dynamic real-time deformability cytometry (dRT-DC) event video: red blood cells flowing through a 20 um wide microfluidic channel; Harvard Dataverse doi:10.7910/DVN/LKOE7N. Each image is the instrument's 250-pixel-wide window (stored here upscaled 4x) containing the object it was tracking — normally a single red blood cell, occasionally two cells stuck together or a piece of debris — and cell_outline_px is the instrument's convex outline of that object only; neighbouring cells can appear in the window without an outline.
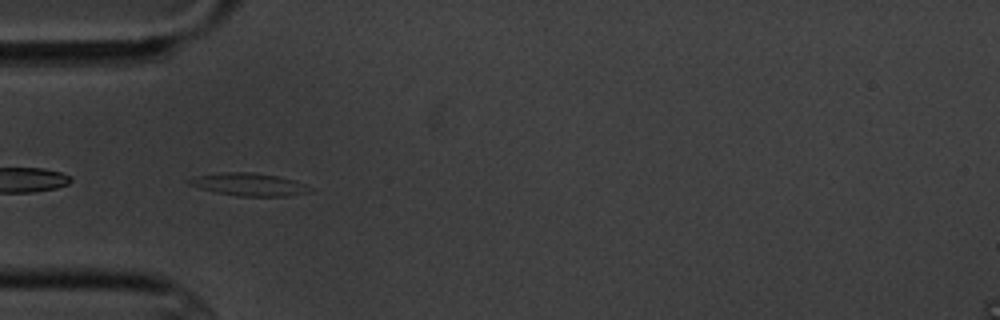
{"species": "common noctule bat (a hibernating species)", "species_latin": "Nyctalus noctula", "temperature_condition": "cold", "stored_images_in_passage": 10, "camera_frame_rate_fps": 3000, "um_per_image_px": 0.085, "animal": {"sex": "male", "body_mass_g": 20.1, "forearm_length_mm": 53.5}, "frame": {"image": 1, "passage_image": 6, "time_ms": 5.667, "image_size_px": [1000, 320], "cell_outline_px": [[312, 192], [288, 196], [236, 196], [216, 192], [200, 188], [188, 184], [188, 180], [192, 176], [224, 172], [252, 172], [276, 176], [296, 180], [312, 188]], "centroid_in_image_um": [21.17, 15.68], "position_along_channel_um": 63.8, "area_um2": 16.07}}
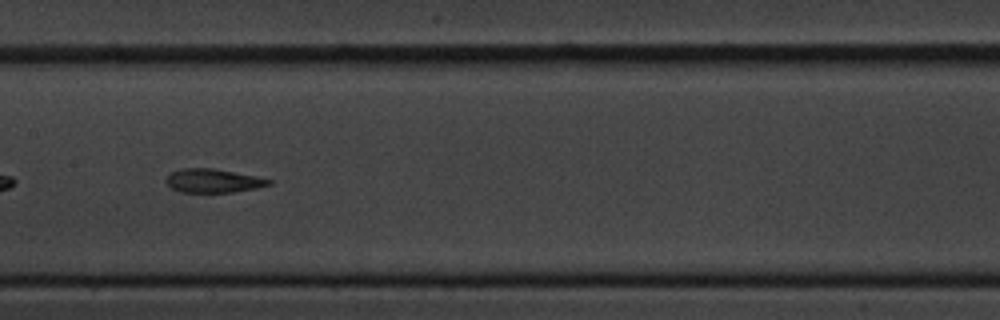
{"frame": {"image": 2, "passage_image": 9, "time_ms": 9.333, "image_size_px": [1000, 320], "cell_outline_px": [[272, 184], [256, 188], [232, 192], [180, 192], [172, 188], [164, 180], [172, 172], [184, 168], [212, 168], [272, 180]], "centroid_in_image_um": [18.09, 15.37], "position_along_channel_um": 189.3, "area_um2": 13.87}}
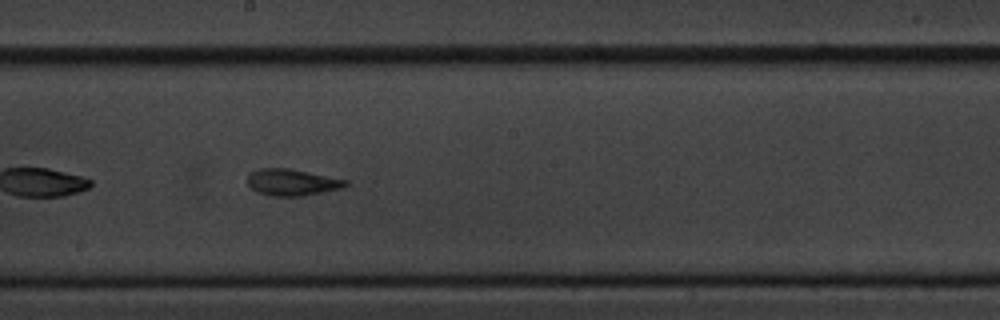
{"frame": {"image": 3, "passage_image": 10, "time_ms": 10.333, "image_size_px": [1000, 320], "cell_outline_px": [[348, 184], [340, 188], [304, 196], [272, 196], [256, 192], [248, 184], [248, 172], [260, 168], [288, 168], [348, 180]], "centroid_in_image_um": [24.78, 15.49], "position_along_channel_um": 223.4, "area_um2": 15.14}}